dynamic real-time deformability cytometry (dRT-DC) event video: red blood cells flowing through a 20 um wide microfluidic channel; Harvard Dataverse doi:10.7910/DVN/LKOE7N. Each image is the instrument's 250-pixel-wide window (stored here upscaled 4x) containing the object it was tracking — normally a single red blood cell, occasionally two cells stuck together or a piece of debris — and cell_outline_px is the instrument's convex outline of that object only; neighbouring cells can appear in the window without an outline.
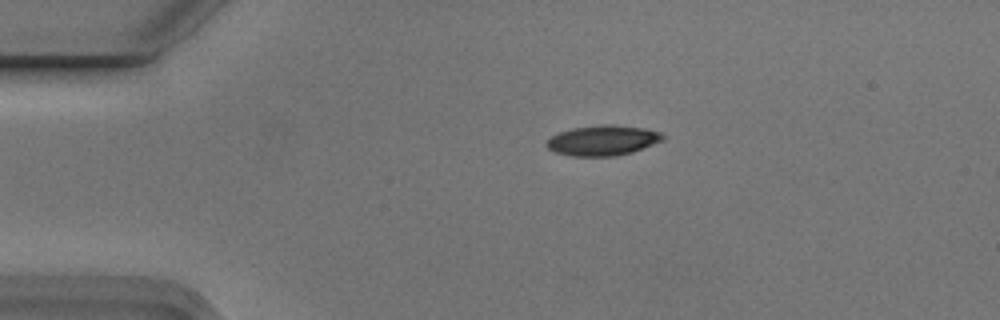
{"species": "Egyptian fruit bat (a non-hibernating species)", "species_latin": "Rousettus aegyptiacus", "temperature_condition": "cold", "stored_images_in_passage": 2, "camera_frame_rate_fps": 3000, "um_per_image_px": 0.085, "animal": {"sex": "male"}, "frame": {"image": 1, "passage_image": 1, "time_ms": 0.0, "image_size_px": [1000, 320], "cell_outline_px": [[664, 140], [632, 152], [616, 156], [572, 156], [556, 152], [548, 148], [544, 144], [552, 136], [560, 132], [572, 128], [600, 124], [612, 124], [644, 128], [660, 132], [664, 136]], "centroid_in_image_um": [51.24, 11.93], "position_along_channel_um": 33.8, "area_um2": 20.46}}